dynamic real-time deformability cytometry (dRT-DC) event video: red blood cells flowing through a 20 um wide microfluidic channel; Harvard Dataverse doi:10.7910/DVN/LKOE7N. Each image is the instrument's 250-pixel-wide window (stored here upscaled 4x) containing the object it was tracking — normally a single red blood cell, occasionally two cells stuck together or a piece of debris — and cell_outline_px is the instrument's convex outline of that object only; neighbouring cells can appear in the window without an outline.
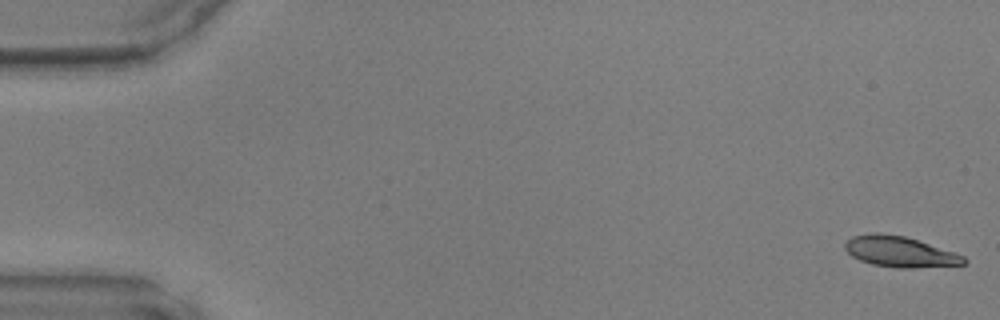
{"species": "common noctule bat (a hibernating species)", "species_latin": "Nyctalus noctula", "temperature_condition": "warm", "stored_images_in_passage": 13, "camera_frame_rate_fps": 3000, "um_per_image_px": 0.085, "animal": {"sex": "male", "body_mass_g": 17.9, "forearm_length_mm": 54.2}, "frame": {"image": 1, "passage_image": 1, "time_ms": 0.0, "image_size_px": [1000, 320], "cell_outline_px": [[968, 260], [964, 264], [912, 268], [900, 268], [872, 264], [860, 260], [852, 256], [844, 248], [844, 244], [852, 236], [876, 232], [880, 232], [904, 236], [964, 256]], "centroid_in_image_um": [76.45, 21.39], "position_along_channel_um": 8.6, "area_um2": 20.92}}